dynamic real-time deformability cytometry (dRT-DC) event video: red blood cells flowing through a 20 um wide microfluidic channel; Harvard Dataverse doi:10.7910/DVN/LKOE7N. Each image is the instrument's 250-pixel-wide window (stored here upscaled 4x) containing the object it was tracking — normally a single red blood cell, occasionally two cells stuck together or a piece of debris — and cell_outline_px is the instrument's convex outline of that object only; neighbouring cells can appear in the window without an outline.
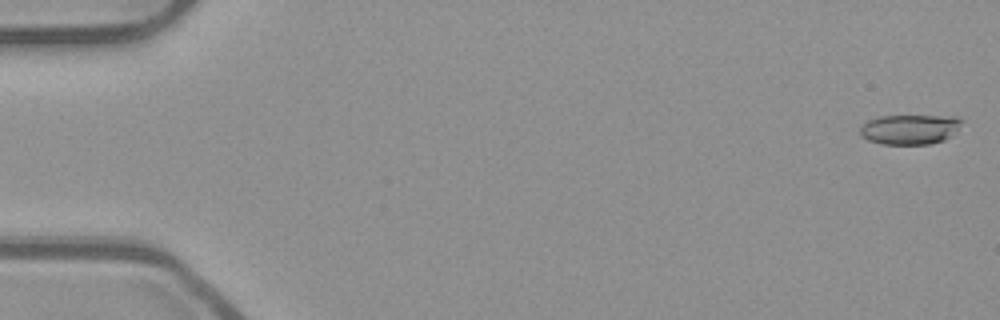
{"species": "common noctule bat (a hibernating species)", "species_latin": "Nyctalus noctula", "temperature_condition": "room temperature", "stored_images_in_passage": 38, "camera_frame_rate_fps": 3000, "um_per_image_px": 0.085, "animal": {"sex": "male", "body_mass_g": 23.1, "forearm_length_mm": 52.7}, "frame": {"image": 1, "passage_image": 2, "time_ms": 0.333, "image_size_px": [1000, 320], "cell_outline_px": [[964, 120], [944, 140], [928, 144], [880, 144], [868, 140], [860, 136], [860, 128], [868, 120], [880, 116], [956, 116]], "centroid_in_image_um": [77.28, 10.99], "position_along_channel_um": 7.7, "area_um2": 17.51}}
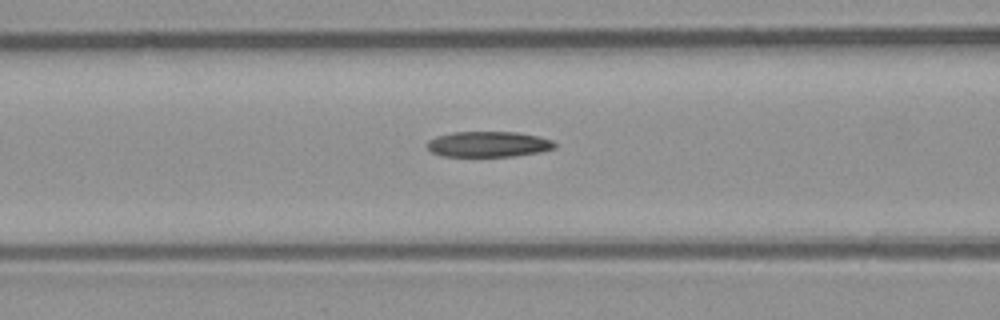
{"frame": {"image": 2, "passage_image": 23, "time_ms": 7.333, "image_size_px": [1000, 320], "cell_outline_px": [[556, 148], [540, 152], [512, 156], [440, 156], [432, 152], [424, 144], [428, 140], [436, 136], [452, 132], [516, 132], [536, 136], [552, 140], [556, 144]], "centroid_in_image_um": [41.47, 12.26], "position_along_channel_um": 125.1, "area_um2": 19.07}}
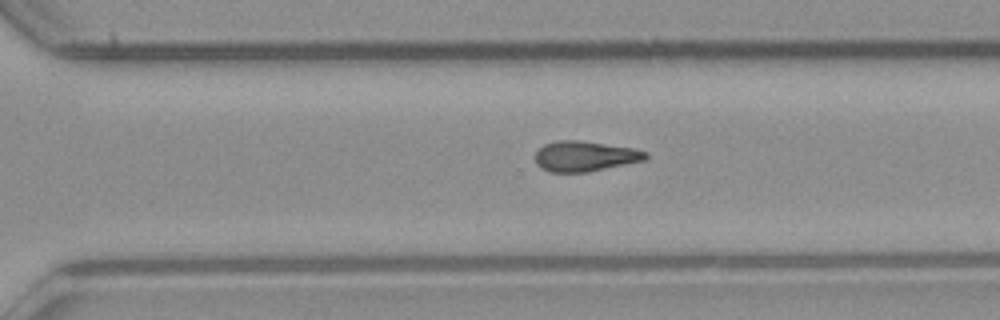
{"frame": {"image": 3, "passage_image": 38, "time_ms": 12.333, "image_size_px": [1000, 320], "cell_outline_px": [[648, 156], [644, 160], [588, 172], [548, 172], [540, 168], [536, 164], [536, 152], [544, 144], [556, 140], [580, 140], [632, 148], [648, 152]], "centroid_in_image_um": [49.68, 13.28], "position_along_channel_um": 320.9, "area_um2": 19.48}}